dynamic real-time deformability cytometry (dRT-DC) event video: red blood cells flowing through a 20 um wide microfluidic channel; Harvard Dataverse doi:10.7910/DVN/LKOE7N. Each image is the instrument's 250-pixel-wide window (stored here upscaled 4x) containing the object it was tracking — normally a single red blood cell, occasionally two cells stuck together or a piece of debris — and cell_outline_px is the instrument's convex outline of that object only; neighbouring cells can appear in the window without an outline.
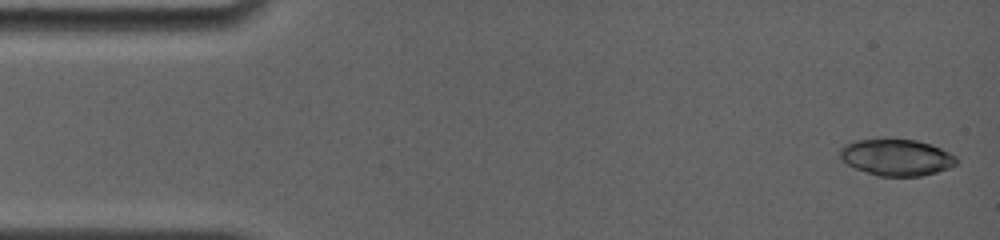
{"species": "common noctule bat (a hibernating species)", "species_latin": "Nyctalus noctula", "temperature_condition": "room temperature", "stored_images_in_passage": 9, "camera_frame_rate_fps": 4000, "um_per_image_px": 0.085, "animal": {"sex": "female", "body_mass_g": 19.0, "forearm_length_mm": 56.7}, "frame": {"image": 1, "passage_image": 1, "time_ms": 0.0, "image_size_px": [1000, 240], "cell_outline_px": [[956, 164], [948, 168], [936, 172], [920, 176], [876, 176], [856, 168], [848, 164], [840, 156], [840, 148], [844, 144], [856, 140], [916, 140], [940, 148], [956, 156]], "centroid_in_image_um": [76.19, 13.39], "position_along_channel_um": 8.8, "area_um2": 24.33}}
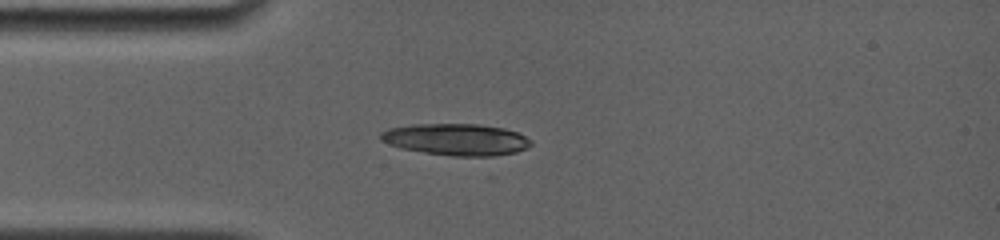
{"frame": {"image": 2, "passage_image": 8, "time_ms": 3.75, "image_size_px": [1000, 240], "cell_outline_px": [[532, 144], [516, 152], [492, 156], [452, 156], [424, 152], [400, 148], [388, 144], [380, 140], [380, 132], [388, 128], [412, 124], [480, 124], [504, 128], [516, 132], [532, 140]], "centroid_in_image_um": [38.74, 11.85], "position_along_channel_um": 46.3, "area_um2": 27.8}}